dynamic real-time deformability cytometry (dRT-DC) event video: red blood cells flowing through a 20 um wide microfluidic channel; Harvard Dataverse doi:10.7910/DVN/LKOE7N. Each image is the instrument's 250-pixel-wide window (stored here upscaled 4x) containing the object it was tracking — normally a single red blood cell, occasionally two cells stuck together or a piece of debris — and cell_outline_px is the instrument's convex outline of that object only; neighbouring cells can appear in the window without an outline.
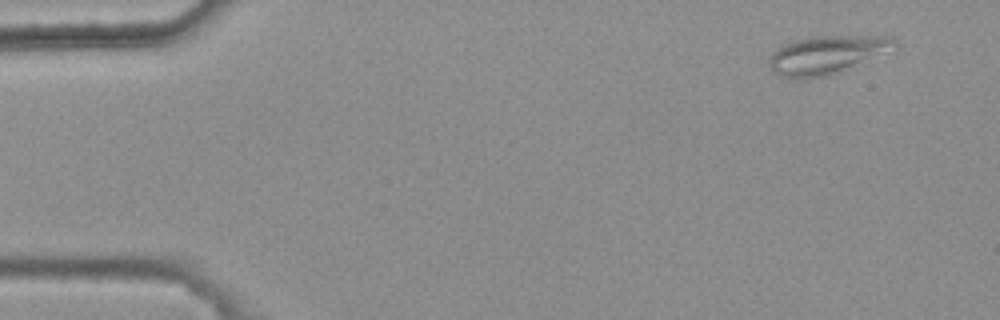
{"species": "common noctule bat (a hibernating species)", "species_latin": "Nyctalus noctula", "temperature_condition": "warm", "stored_images_in_passage": 4, "camera_frame_rate_fps": 3000, "um_per_image_px": 0.085, "animal": {"sex": "female", "body_mass_g": 25.1}, "frame": {"image": 1, "passage_image": 1, "time_ms": 0.0, "image_size_px": [1000, 320], "cell_outline_px": [[896, 44], [840, 72], [828, 76], [804, 80], [780, 76], [772, 72], [768, 64], [768, 60], [772, 52], [776, 48], [784, 44], [796, 40], [816, 36], [892, 36], [896, 40]], "centroid_in_image_um": [70.11, 4.68], "position_along_channel_um": 14.9, "area_um2": 27.46}}